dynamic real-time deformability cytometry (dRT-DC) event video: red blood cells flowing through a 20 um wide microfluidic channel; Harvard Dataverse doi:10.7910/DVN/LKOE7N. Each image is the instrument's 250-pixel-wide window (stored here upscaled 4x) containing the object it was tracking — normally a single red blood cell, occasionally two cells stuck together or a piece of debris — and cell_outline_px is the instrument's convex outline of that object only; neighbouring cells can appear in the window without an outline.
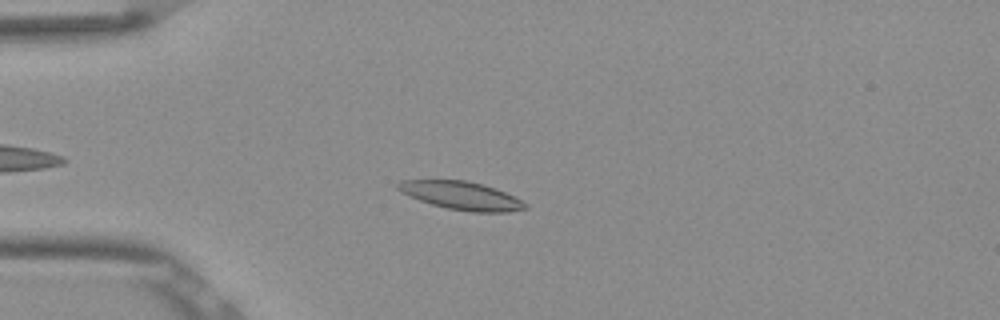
{"species": "Egyptian fruit bat (a non-hibernating species)", "species_latin": "Rousettus aegyptiacus", "temperature_condition": "room temperature", "stored_images_in_passage": 37, "camera_frame_rate_fps": 3000, "um_per_image_px": 0.085, "frame": {"image": 1, "passage_image": 9, "time_ms": 2.667, "image_size_px": [1000, 320], "cell_outline_px": [[528, 208], [508, 212], [472, 212], [448, 208], [432, 204], [420, 200], [400, 192], [396, 188], [396, 184], [400, 180], [464, 180], [496, 188], [528, 204]], "centroid_in_image_um": [39.2, 16.62], "position_along_channel_um": 45.8, "area_um2": 20.69}}
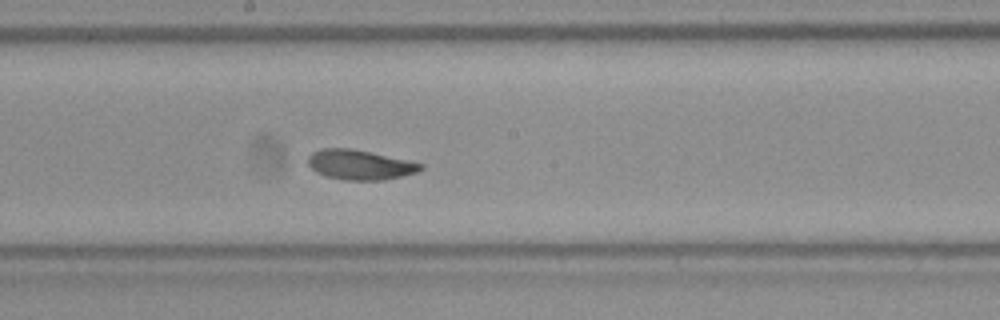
{"frame": {"image": 2, "passage_image": 24, "time_ms": 7.667, "image_size_px": [1000, 320], "cell_outline_px": [[424, 168], [416, 172], [384, 180], [344, 180], [328, 176], [316, 172], [308, 164], [308, 156], [312, 152], [320, 148], [352, 148], [408, 160], [424, 164]], "centroid_in_image_um": [30.58, 13.99], "position_along_channel_um": 217.6, "area_um2": 19.54}}
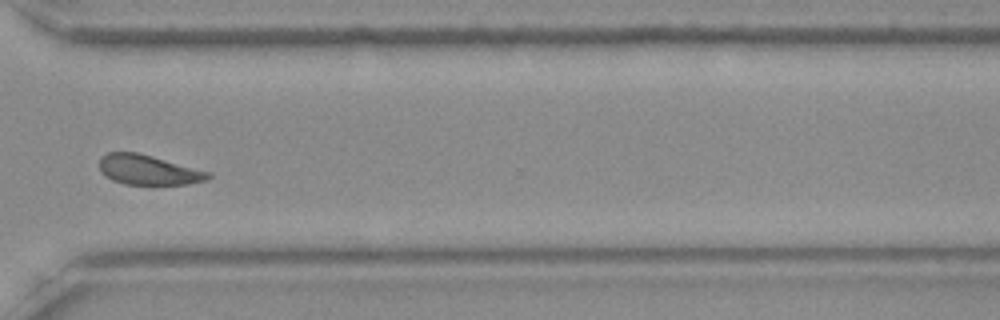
{"frame": {"image": 3, "passage_image": 35, "time_ms": 11.333, "image_size_px": [1000, 320], "cell_outline_px": [[212, 176], [208, 180], [188, 184], [124, 184], [112, 180], [100, 172], [100, 156], [108, 152], [136, 152], [152, 156], [212, 172]], "centroid_in_image_um": [12.63, 14.44], "position_along_channel_um": 358.0, "area_um2": 19.02}, "authors_computed_cell_mechanics": {"area_um2": 19.8832, "velocity_mm_per_s": 3.8263, "shape_relaxation_time_tau1_ms": 3.8939, "shape_relaxation_time_tau2_ms": 3.4362, "deformation_change_tau1": 0.1152, "deformation_change_tau2": 0.1016}}